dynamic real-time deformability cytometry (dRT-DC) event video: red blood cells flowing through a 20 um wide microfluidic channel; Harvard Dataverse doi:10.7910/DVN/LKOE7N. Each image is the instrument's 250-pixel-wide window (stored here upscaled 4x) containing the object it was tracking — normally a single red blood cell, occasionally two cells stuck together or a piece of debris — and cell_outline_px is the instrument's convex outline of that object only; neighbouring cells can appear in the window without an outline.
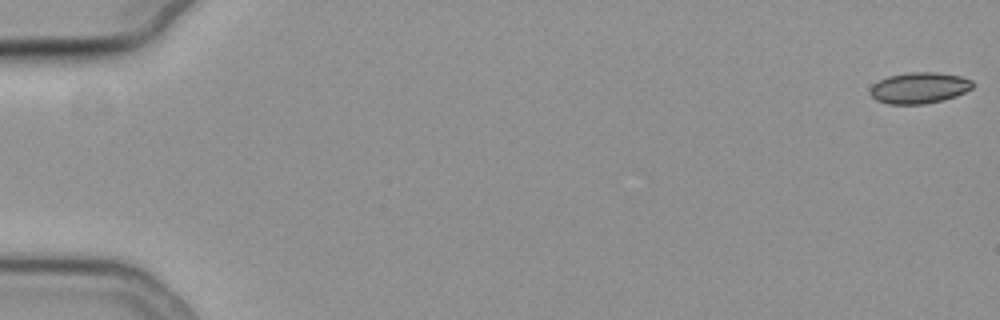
{"species": "common noctule bat (a hibernating species)", "species_latin": "Nyctalus noctula", "temperature_condition": "cold", "stored_images_in_passage": 56, "camera_frame_rate_fps": 3000, "um_per_image_px": 0.085, "animal": {"sex": "female", "body_mass_g": 19.3, "forearm_length_mm": 54.1}, "frame": {"image": 1, "passage_image": 1, "time_ms": 0.0, "image_size_px": [1000, 320], "cell_outline_px": [[972, 88], [956, 96], [944, 100], [924, 104], [888, 104], [876, 100], [872, 96], [872, 84], [888, 76], [908, 72], [936, 72], [960, 76], [972, 80]], "centroid_in_image_um": [78.15, 7.47], "position_along_channel_um": 6.9, "area_um2": 18.5}}
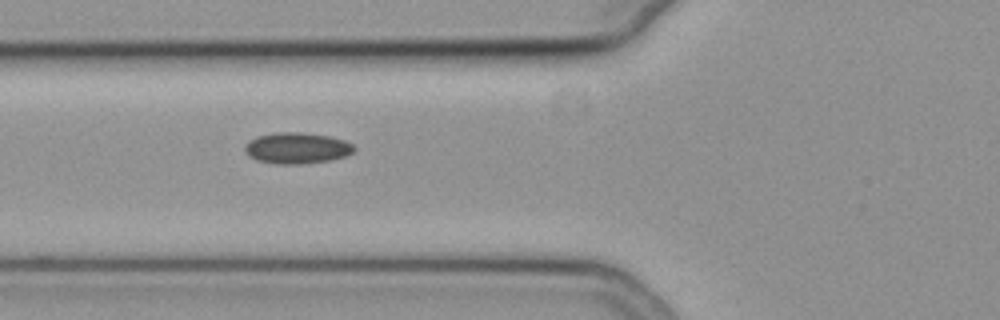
{"frame": {"image": 2, "passage_image": 22, "time_ms": 7.0, "image_size_px": [1000, 320], "cell_outline_px": [[356, 148], [352, 152], [344, 156], [328, 160], [296, 164], [276, 164], [256, 160], [248, 156], [244, 152], [244, 148], [248, 140], [256, 136], [272, 132], [300, 132], [328, 136], [344, 140], [352, 144]], "centroid_in_image_um": [25.16, 12.57], "position_along_channel_um": 100.6, "area_um2": 19.83}}
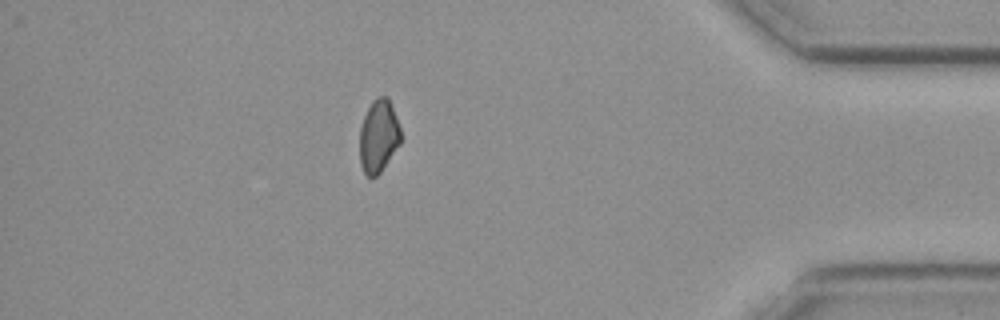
{"frame": {"image": 3, "passage_image": 49, "time_ms": 16.0, "image_size_px": [1000, 320], "cell_outline_px": [[400, 144], [380, 172], [376, 176], [368, 176], [364, 172], [360, 164], [360, 128], [364, 116], [372, 100], [376, 96], [388, 96], [396, 116], [400, 128]], "centroid_in_image_um": [32.17, 11.54], "position_along_channel_um": 403.0, "area_um2": 17.34}, "authors_computed_cell_mechanics": {"area_um2": 18.496, "velocity_mm_per_s": 3.81, "shape_relaxation_time_tau1_ms": null, "shape_relaxation_time_tau2_ms": 5.0128, "deformation_change_tau1": null, "deformation_change_tau2": 0.065}}